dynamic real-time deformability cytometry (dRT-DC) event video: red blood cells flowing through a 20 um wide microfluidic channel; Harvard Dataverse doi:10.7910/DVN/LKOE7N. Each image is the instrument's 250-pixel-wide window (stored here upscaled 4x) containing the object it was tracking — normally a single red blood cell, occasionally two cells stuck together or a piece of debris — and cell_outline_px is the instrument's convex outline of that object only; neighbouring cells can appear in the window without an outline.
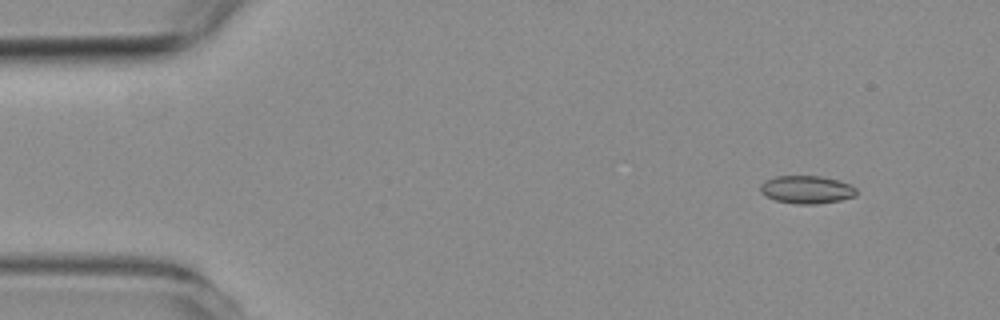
{"species": "common noctule bat (a hibernating species)", "species_latin": "Nyctalus noctula", "temperature_condition": "room temperature", "stored_images_in_passage": 4, "camera_frame_rate_fps": 3000, "um_per_image_px": 0.085, "animal": {"sex": "female", "body_mass_g": 19.3, "forearm_length_mm": 54.1}, "frame": {"image": 1, "passage_image": 1, "time_ms": 0.0, "image_size_px": [1000, 320], "cell_outline_px": [[856, 196], [840, 200], [816, 204], [796, 204], [776, 200], [764, 196], [760, 192], [760, 184], [776, 176], [820, 176], [836, 180], [848, 184], [856, 188]], "centroid_in_image_um": [68.54, 16.12], "position_along_channel_um": 16.5, "area_um2": 15.49}}
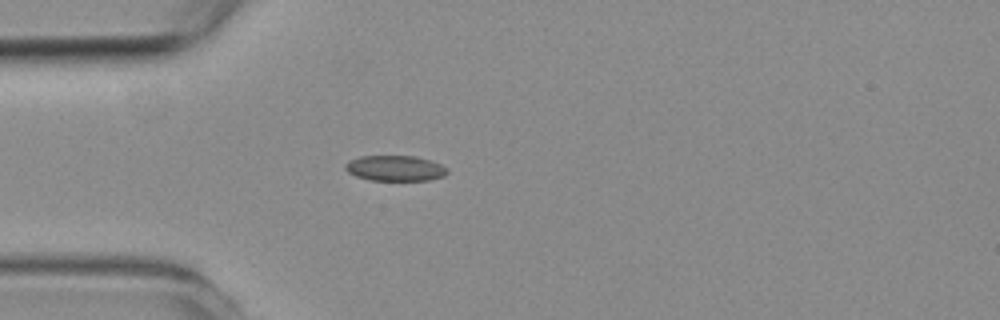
{"frame": {"image": 2, "passage_image": 4, "time_ms": 3.333, "image_size_px": [1000, 320], "cell_outline_px": [[448, 172], [444, 176], [428, 180], [368, 180], [356, 176], [348, 172], [344, 168], [344, 164], [348, 160], [360, 156], [416, 156], [432, 160], [448, 168]], "centroid_in_image_um": [33.58, 14.29], "position_along_channel_um": 51.4, "area_um2": 15.32}}